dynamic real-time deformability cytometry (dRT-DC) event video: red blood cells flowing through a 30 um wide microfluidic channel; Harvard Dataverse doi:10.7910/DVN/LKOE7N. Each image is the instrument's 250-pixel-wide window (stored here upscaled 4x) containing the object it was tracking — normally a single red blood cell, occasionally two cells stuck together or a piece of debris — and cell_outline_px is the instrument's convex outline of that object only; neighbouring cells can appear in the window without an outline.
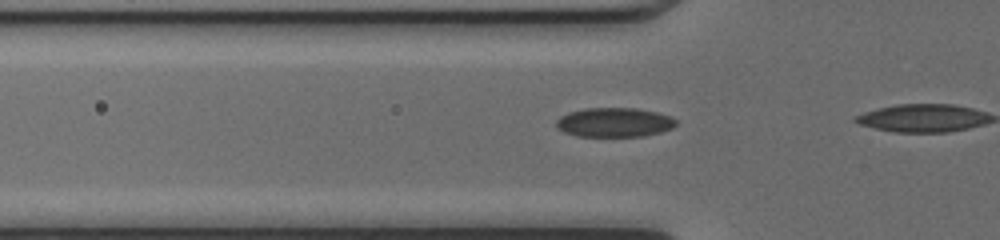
{"species": "common noctule bat (a hibernating species)", "species_latin": "Nyctalus noctula", "temperature_condition": "cold", "stored_images_in_passage": 4, "camera_frame_rate_fps": 3000, "um_per_image_px": 0.085, "animal": {"sex": "female", "body_mass_g": 17.0, "forearm_length_mm": 48.0}, "frame": {"image": 1, "passage_image": 2, "time_ms": 0.333, "image_size_px": [1000, 240], "cell_outline_px": [[676, 124], [672, 128], [660, 132], [644, 136], [576, 136], [564, 132], [556, 124], [556, 120], [560, 116], [572, 112], [588, 108], [636, 108], [656, 112], [672, 116], [676, 120]], "centroid_in_image_um": [52.25, 10.4], "position_along_channel_um": 73.5, "area_um2": 20.29}}